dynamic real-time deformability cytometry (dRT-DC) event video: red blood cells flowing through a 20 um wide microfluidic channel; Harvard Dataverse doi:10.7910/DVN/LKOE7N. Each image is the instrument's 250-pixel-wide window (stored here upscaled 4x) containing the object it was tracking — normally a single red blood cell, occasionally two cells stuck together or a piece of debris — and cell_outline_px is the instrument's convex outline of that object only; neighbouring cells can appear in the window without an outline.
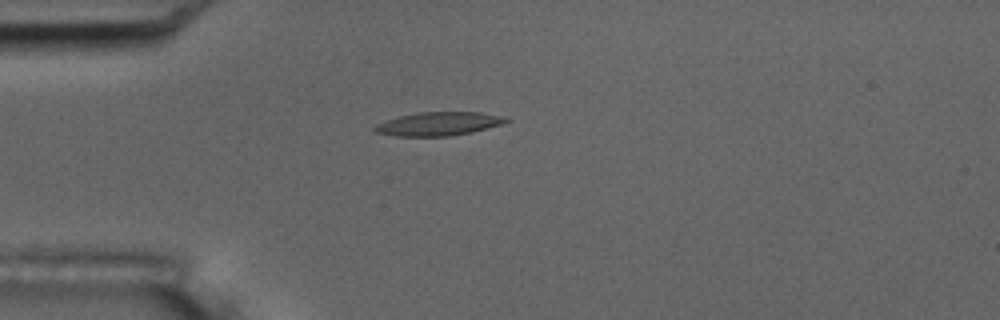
{"species": "common noctule bat (a hibernating species)", "species_latin": "Nyctalus noctula", "temperature_condition": "room temperature", "stored_images_in_passage": 5, "camera_frame_rate_fps": 3000, "um_per_image_px": 0.085, "animal": {"sex": "male", "body_mass_g": 17.5, "forearm_length_mm": 52.3}, "frame": {"image": 1, "passage_image": 5, "time_ms": 4.333, "image_size_px": [1000, 320], "cell_outline_px": [[512, 120], [500, 124], [472, 132], [448, 136], [396, 136], [372, 132], [372, 128], [376, 124], [400, 116], [416, 112], [480, 112]], "centroid_in_image_um": [37.19, 10.53], "position_along_channel_um": 47.8, "area_um2": 17.8}}